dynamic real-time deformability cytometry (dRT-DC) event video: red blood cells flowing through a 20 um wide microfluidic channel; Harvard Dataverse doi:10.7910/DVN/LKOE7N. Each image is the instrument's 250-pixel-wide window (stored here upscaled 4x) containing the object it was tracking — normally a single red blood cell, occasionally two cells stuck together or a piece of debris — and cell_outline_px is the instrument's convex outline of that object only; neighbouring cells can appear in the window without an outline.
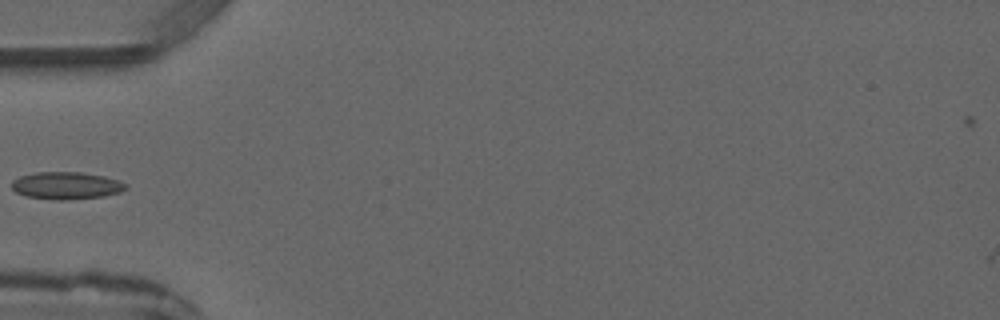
{"species": "common noctule bat (a hibernating species)", "species_latin": "Nyctalus noctula", "temperature_condition": "warm", "stored_images_in_passage": 5, "camera_frame_rate_fps": 3000, "um_per_image_px": 0.085, "animal": {"sex": "male", "forearm_length_mm": 52.5}, "frame": {"image": 1, "passage_image": 5, "time_ms": 4.333, "image_size_px": [1000, 320], "cell_outline_px": [[128, 188], [120, 192], [104, 196], [68, 200], [60, 200], [24, 196], [16, 192], [12, 188], [12, 180], [20, 176], [36, 172], [80, 172], [104, 176], [116, 180], [124, 184]], "centroid_in_image_um": [5.6, 15.77], "position_along_channel_um": 79.4, "area_um2": 18.09}}